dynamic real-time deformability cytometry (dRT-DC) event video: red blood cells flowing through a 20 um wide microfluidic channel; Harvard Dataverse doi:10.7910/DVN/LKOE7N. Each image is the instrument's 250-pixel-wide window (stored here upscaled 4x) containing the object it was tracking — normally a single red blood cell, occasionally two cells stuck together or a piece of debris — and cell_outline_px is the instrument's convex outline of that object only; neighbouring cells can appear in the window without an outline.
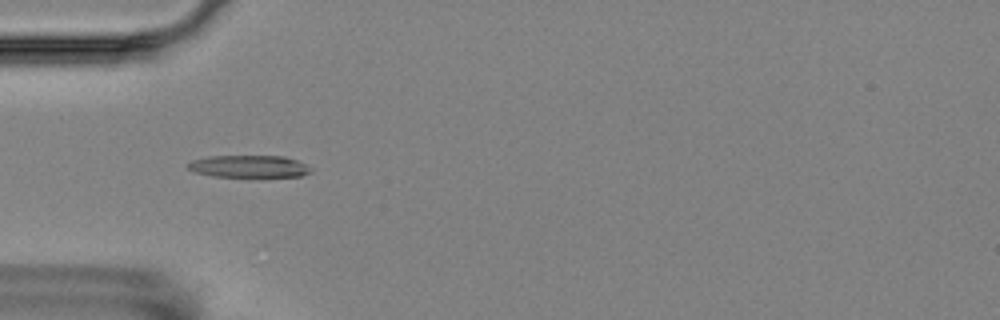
{"species": "Egyptian fruit bat (a non-hibernating species)", "species_latin": "Rousettus aegyptiacus", "temperature_condition": "room temperature", "stored_images_in_passage": 3, "camera_frame_rate_fps": 3000, "um_per_image_px": 0.085, "animal": {"sex": "female"}, "frame": {"image": 1, "passage_image": 2, "time_ms": 1.333, "image_size_px": [1000, 320], "cell_outline_px": [[312, 172], [300, 176], [216, 176], [196, 172], [188, 168], [184, 164], [192, 160], [208, 156], [284, 156], [296, 160], [312, 168]], "centroid_in_image_um": [21.15, 14.13], "position_along_channel_um": 63.9, "area_um2": 15.72}}